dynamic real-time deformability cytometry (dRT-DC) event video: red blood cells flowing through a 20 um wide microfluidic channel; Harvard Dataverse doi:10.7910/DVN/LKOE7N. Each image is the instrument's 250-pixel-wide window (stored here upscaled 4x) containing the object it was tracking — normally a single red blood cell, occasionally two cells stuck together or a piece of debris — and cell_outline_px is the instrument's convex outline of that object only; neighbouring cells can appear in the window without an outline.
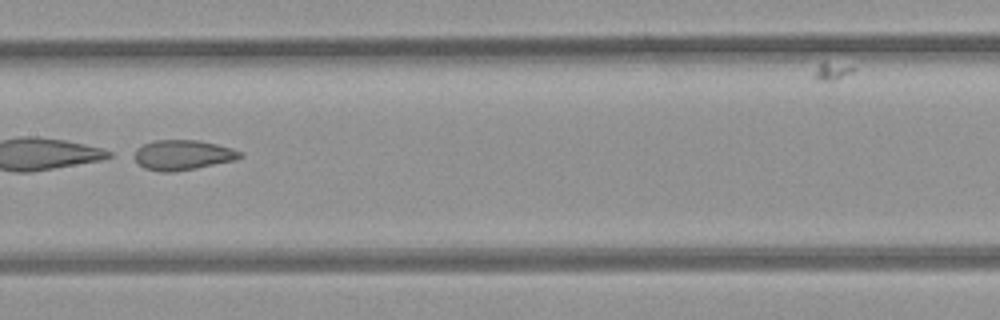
{"species": "common noctule bat (a hibernating species)", "species_latin": "Nyctalus noctula", "temperature_condition": "room temperature", "stored_images_in_passage": 44, "camera_frame_rate_fps": 3000, "um_per_image_px": 0.085, "animal": {"sex": "female", "body_mass_g": 21.9}, "frame": {"image": 1, "passage_image": 19, "time_ms": 6.0, "image_size_px": [1000, 320], "cell_outline_px": [[244, 156], [236, 160], [196, 168], [172, 172], [160, 172], [144, 168], [136, 160], [136, 148], [144, 144], [156, 140], [200, 140], [232, 148], [244, 152]], "centroid_in_image_um": [15.59, 13.17], "position_along_channel_um": 191.8, "area_um2": 18.5}}